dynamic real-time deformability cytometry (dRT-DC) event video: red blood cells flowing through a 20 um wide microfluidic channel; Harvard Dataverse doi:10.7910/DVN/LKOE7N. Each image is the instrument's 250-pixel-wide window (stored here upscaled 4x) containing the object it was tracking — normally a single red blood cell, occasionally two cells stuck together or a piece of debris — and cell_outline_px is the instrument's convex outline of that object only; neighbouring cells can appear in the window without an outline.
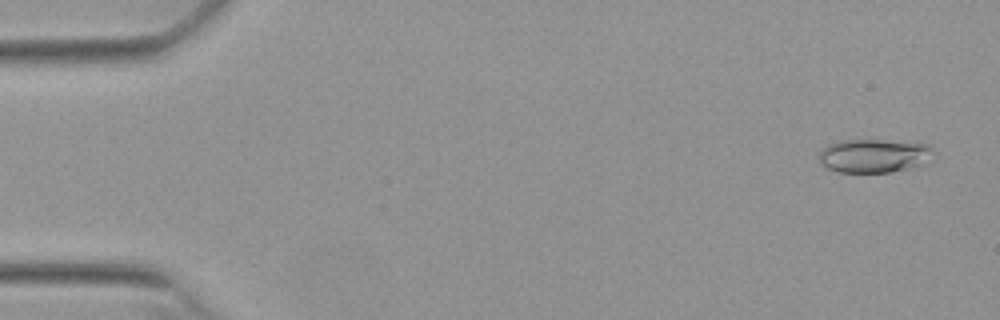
{"species": "Egyptian fruit bat (a non-hibernating species)", "species_latin": "Rousettus aegyptiacus", "temperature_condition": "warm", "stored_images_in_passage": 52, "camera_frame_rate_fps": 3000, "um_per_image_px": 0.085, "animal": {"sex": "female"}, "frame": {"image": 1, "passage_image": 1, "time_ms": 0.0, "image_size_px": [1000, 320], "cell_outline_px": [[936, 160], [892, 172], [836, 172], [820, 164], [816, 156], [828, 144], [840, 140], [916, 140], [928, 144], [936, 152]], "centroid_in_image_um": [74.38, 13.21], "position_along_channel_um": 10.6, "area_um2": 23.35}}
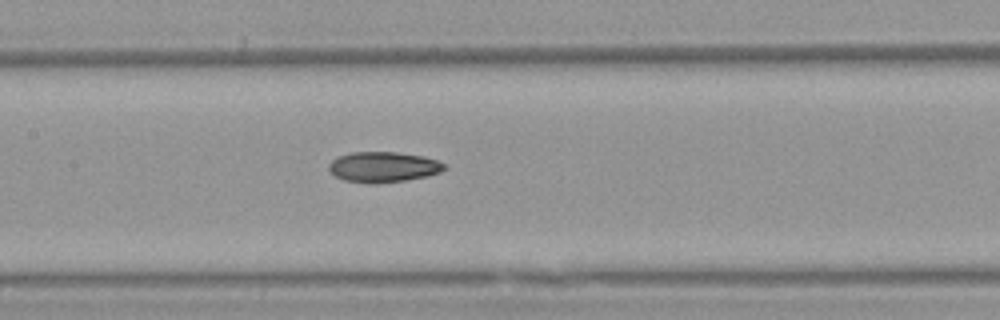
{"frame": {"image": 2, "passage_image": 24, "time_ms": 7.667, "image_size_px": [1000, 320], "cell_outline_px": [[448, 168], [440, 172], [428, 176], [404, 180], [344, 180], [336, 176], [328, 168], [328, 164], [332, 160], [340, 156], [352, 152], [396, 152], [424, 156], [436, 160], [444, 164]], "centroid_in_image_um": [32.63, 14.14], "position_along_channel_um": 174.8, "area_um2": 19.54}}
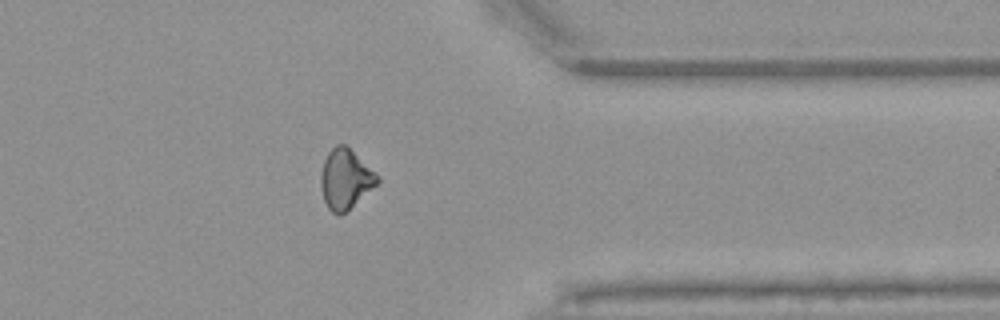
{"frame": {"image": 3, "passage_image": 41, "time_ms": 13.333, "image_size_px": [1000, 320], "cell_outline_px": [[380, 180], [376, 184], [340, 216], [336, 216], [328, 208], [324, 200], [320, 188], [320, 172], [324, 160], [328, 152], [336, 144], [344, 144], [376, 172], [380, 176]], "centroid_in_image_um": [29.32, 15.21], "position_along_channel_um": 382.1, "area_um2": 19.54}, "authors_computed_cell_mechanics": {"area_um2": 20.1722, "velocity_mm_per_s": 3.8442, "shape_relaxation_time_tau1_ms": null, "shape_relaxation_time_tau2_ms": 10.4677, "deformation_change_tau1": null, "deformation_change_tau2": 0.1786}}